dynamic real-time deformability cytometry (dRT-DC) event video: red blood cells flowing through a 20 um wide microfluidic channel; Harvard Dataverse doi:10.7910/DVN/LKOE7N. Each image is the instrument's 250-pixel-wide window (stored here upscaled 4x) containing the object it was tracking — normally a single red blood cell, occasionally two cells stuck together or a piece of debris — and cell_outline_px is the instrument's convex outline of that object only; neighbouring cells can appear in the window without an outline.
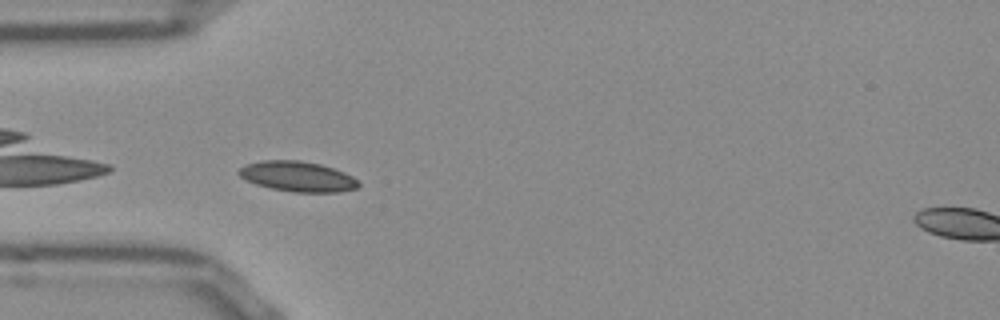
{"species": "Egyptian fruit bat (a non-hibernating species)", "species_latin": "Rousettus aegyptiacus", "temperature_condition": "room temperature", "stored_images_in_passage": 38, "camera_frame_rate_fps": 3000, "um_per_image_px": 0.085, "frame": {"image": 1, "passage_image": 1, "time_ms": 0.0, "image_size_px": [1000, 320], "cell_outline_px": [[360, 184], [356, 188], [340, 192], [292, 192], [272, 188], [256, 184], [244, 180], [236, 172], [240, 168], [248, 164], [264, 160], [300, 160], [320, 164], [344, 172], [352, 176]], "centroid_in_image_um": [25.28, 15.0], "position_along_channel_um": 59.7, "area_um2": 20.98}}
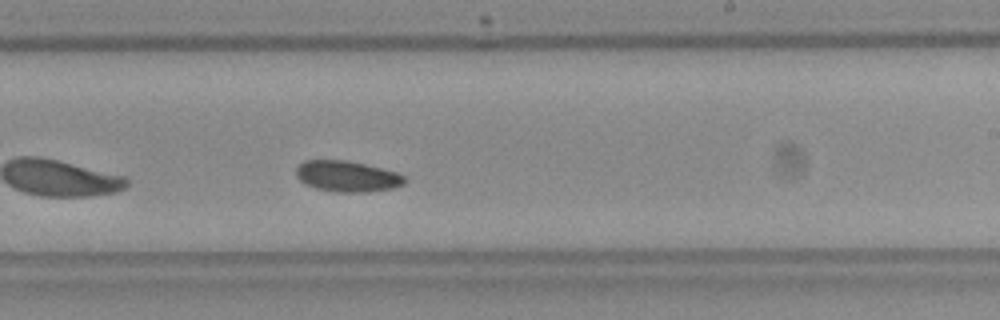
{"frame": {"image": 2, "passage_image": 17, "time_ms": 5.333, "image_size_px": [1000, 320], "cell_outline_px": [[408, 180], [404, 184], [392, 188], [368, 192], [336, 192], [316, 188], [304, 184], [296, 176], [296, 168], [304, 160], [348, 160], [396, 172], [404, 176]], "centroid_in_image_um": [29.5, 14.99], "position_along_channel_um": 259.5, "area_um2": 19.59}}
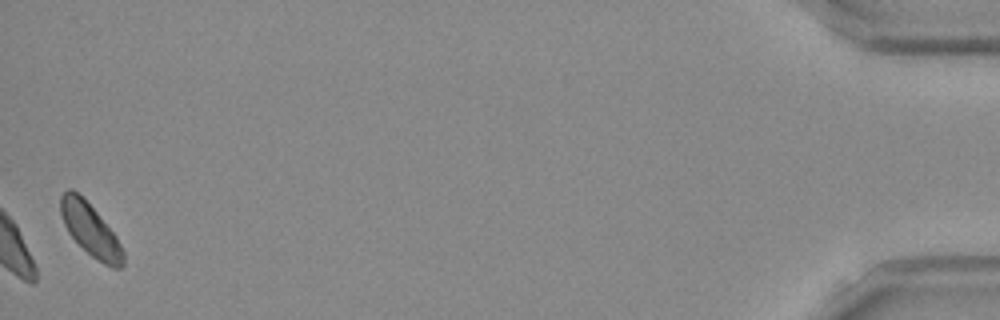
{"frame": {"image": 3, "passage_image": 38, "time_ms": 12.333, "image_size_px": [1000, 320], "cell_outline_px": [[124, 264], [120, 268], [112, 268], [104, 264], [92, 256], [68, 232], [64, 224], [60, 212], [60, 196], [68, 188], [72, 188], [96, 212], [116, 236], [124, 252]], "centroid_in_image_um": [7.68, 19.54], "position_along_channel_um": 427.5, "area_um2": 18.61}, "authors_computed_cell_mechanics": {"area_um2": 19.4786, "velocity_mm_per_s": 3.7758, "shape_relaxation_time_tau1_ms": 5.2032, "shape_relaxation_time_tau2_ms": 3.9351, "deformation_change_tau1": 0.0587, "deformation_change_tau2": 0.0538}}